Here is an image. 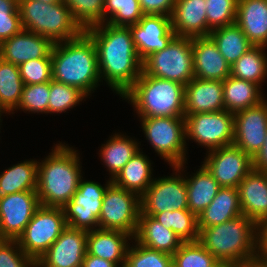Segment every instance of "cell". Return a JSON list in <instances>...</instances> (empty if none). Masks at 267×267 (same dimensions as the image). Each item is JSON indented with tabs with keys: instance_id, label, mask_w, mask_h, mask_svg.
Returning <instances> with one entry per match:
<instances>
[{
	"instance_id": "obj_30",
	"label": "cell",
	"mask_w": 267,
	"mask_h": 267,
	"mask_svg": "<svg viewBox=\"0 0 267 267\" xmlns=\"http://www.w3.org/2000/svg\"><path fill=\"white\" fill-rule=\"evenodd\" d=\"M258 84L229 76L223 81L225 110L236 113L256 106L266 99Z\"/></svg>"
},
{
	"instance_id": "obj_17",
	"label": "cell",
	"mask_w": 267,
	"mask_h": 267,
	"mask_svg": "<svg viewBox=\"0 0 267 267\" xmlns=\"http://www.w3.org/2000/svg\"><path fill=\"white\" fill-rule=\"evenodd\" d=\"M139 58L143 61L150 54L167 47L176 36L172 30L171 17L147 14L129 26Z\"/></svg>"
},
{
	"instance_id": "obj_47",
	"label": "cell",
	"mask_w": 267,
	"mask_h": 267,
	"mask_svg": "<svg viewBox=\"0 0 267 267\" xmlns=\"http://www.w3.org/2000/svg\"><path fill=\"white\" fill-rule=\"evenodd\" d=\"M176 0H139L144 15H164L171 17Z\"/></svg>"
},
{
	"instance_id": "obj_45",
	"label": "cell",
	"mask_w": 267,
	"mask_h": 267,
	"mask_svg": "<svg viewBox=\"0 0 267 267\" xmlns=\"http://www.w3.org/2000/svg\"><path fill=\"white\" fill-rule=\"evenodd\" d=\"M24 85L39 84L52 80L51 57L31 59L19 65Z\"/></svg>"
},
{
	"instance_id": "obj_25",
	"label": "cell",
	"mask_w": 267,
	"mask_h": 267,
	"mask_svg": "<svg viewBox=\"0 0 267 267\" xmlns=\"http://www.w3.org/2000/svg\"><path fill=\"white\" fill-rule=\"evenodd\" d=\"M235 23L254 46L267 47V0H238Z\"/></svg>"
},
{
	"instance_id": "obj_15",
	"label": "cell",
	"mask_w": 267,
	"mask_h": 267,
	"mask_svg": "<svg viewBox=\"0 0 267 267\" xmlns=\"http://www.w3.org/2000/svg\"><path fill=\"white\" fill-rule=\"evenodd\" d=\"M40 206L36 191H22L1 196L0 239L17 240Z\"/></svg>"
},
{
	"instance_id": "obj_42",
	"label": "cell",
	"mask_w": 267,
	"mask_h": 267,
	"mask_svg": "<svg viewBox=\"0 0 267 267\" xmlns=\"http://www.w3.org/2000/svg\"><path fill=\"white\" fill-rule=\"evenodd\" d=\"M49 93L50 82L24 85L19 106L15 111L48 115Z\"/></svg>"
},
{
	"instance_id": "obj_28",
	"label": "cell",
	"mask_w": 267,
	"mask_h": 267,
	"mask_svg": "<svg viewBox=\"0 0 267 267\" xmlns=\"http://www.w3.org/2000/svg\"><path fill=\"white\" fill-rule=\"evenodd\" d=\"M242 209L238 188L221 187L212 202L199 214V232L241 216Z\"/></svg>"
},
{
	"instance_id": "obj_22",
	"label": "cell",
	"mask_w": 267,
	"mask_h": 267,
	"mask_svg": "<svg viewBox=\"0 0 267 267\" xmlns=\"http://www.w3.org/2000/svg\"><path fill=\"white\" fill-rule=\"evenodd\" d=\"M242 214L257 225L267 220V173L252 170L238 186Z\"/></svg>"
},
{
	"instance_id": "obj_37",
	"label": "cell",
	"mask_w": 267,
	"mask_h": 267,
	"mask_svg": "<svg viewBox=\"0 0 267 267\" xmlns=\"http://www.w3.org/2000/svg\"><path fill=\"white\" fill-rule=\"evenodd\" d=\"M139 0H105L104 23L129 27L143 17Z\"/></svg>"
},
{
	"instance_id": "obj_6",
	"label": "cell",
	"mask_w": 267,
	"mask_h": 267,
	"mask_svg": "<svg viewBox=\"0 0 267 267\" xmlns=\"http://www.w3.org/2000/svg\"><path fill=\"white\" fill-rule=\"evenodd\" d=\"M18 10L24 30L49 38L53 43L77 38L85 31L63 2L18 0Z\"/></svg>"
},
{
	"instance_id": "obj_55",
	"label": "cell",
	"mask_w": 267,
	"mask_h": 267,
	"mask_svg": "<svg viewBox=\"0 0 267 267\" xmlns=\"http://www.w3.org/2000/svg\"><path fill=\"white\" fill-rule=\"evenodd\" d=\"M260 259H262L265 262V264L267 265V258H260Z\"/></svg>"
},
{
	"instance_id": "obj_46",
	"label": "cell",
	"mask_w": 267,
	"mask_h": 267,
	"mask_svg": "<svg viewBox=\"0 0 267 267\" xmlns=\"http://www.w3.org/2000/svg\"><path fill=\"white\" fill-rule=\"evenodd\" d=\"M0 267H37L15 239H0Z\"/></svg>"
},
{
	"instance_id": "obj_21",
	"label": "cell",
	"mask_w": 267,
	"mask_h": 267,
	"mask_svg": "<svg viewBox=\"0 0 267 267\" xmlns=\"http://www.w3.org/2000/svg\"><path fill=\"white\" fill-rule=\"evenodd\" d=\"M185 116L225 110L223 81L193 78L184 88Z\"/></svg>"
},
{
	"instance_id": "obj_27",
	"label": "cell",
	"mask_w": 267,
	"mask_h": 267,
	"mask_svg": "<svg viewBox=\"0 0 267 267\" xmlns=\"http://www.w3.org/2000/svg\"><path fill=\"white\" fill-rule=\"evenodd\" d=\"M141 142L135 137H130L119 131L109 136L108 140L101 145L99 157L103 162L106 171L109 172V179L113 180L129 160L141 149Z\"/></svg>"
},
{
	"instance_id": "obj_11",
	"label": "cell",
	"mask_w": 267,
	"mask_h": 267,
	"mask_svg": "<svg viewBox=\"0 0 267 267\" xmlns=\"http://www.w3.org/2000/svg\"><path fill=\"white\" fill-rule=\"evenodd\" d=\"M186 163L171 166V176L154 178L141 196V212L144 215L153 216L165 211L188 209L184 170L187 168Z\"/></svg>"
},
{
	"instance_id": "obj_54",
	"label": "cell",
	"mask_w": 267,
	"mask_h": 267,
	"mask_svg": "<svg viewBox=\"0 0 267 267\" xmlns=\"http://www.w3.org/2000/svg\"><path fill=\"white\" fill-rule=\"evenodd\" d=\"M5 113V114H9L6 110H4L3 108L0 107V127L2 125V114ZM1 131V130H0ZM1 133V132H0Z\"/></svg>"
},
{
	"instance_id": "obj_4",
	"label": "cell",
	"mask_w": 267,
	"mask_h": 267,
	"mask_svg": "<svg viewBox=\"0 0 267 267\" xmlns=\"http://www.w3.org/2000/svg\"><path fill=\"white\" fill-rule=\"evenodd\" d=\"M184 88L179 82L156 78L142 71L121 99L132 105L138 118L184 117Z\"/></svg>"
},
{
	"instance_id": "obj_36",
	"label": "cell",
	"mask_w": 267,
	"mask_h": 267,
	"mask_svg": "<svg viewBox=\"0 0 267 267\" xmlns=\"http://www.w3.org/2000/svg\"><path fill=\"white\" fill-rule=\"evenodd\" d=\"M152 217L176 233L183 242L199 240L198 219L189 209L165 211Z\"/></svg>"
},
{
	"instance_id": "obj_3",
	"label": "cell",
	"mask_w": 267,
	"mask_h": 267,
	"mask_svg": "<svg viewBox=\"0 0 267 267\" xmlns=\"http://www.w3.org/2000/svg\"><path fill=\"white\" fill-rule=\"evenodd\" d=\"M51 60L52 80L74 86L90 97L101 85L95 43L85 31L77 38L54 43Z\"/></svg>"
},
{
	"instance_id": "obj_10",
	"label": "cell",
	"mask_w": 267,
	"mask_h": 267,
	"mask_svg": "<svg viewBox=\"0 0 267 267\" xmlns=\"http://www.w3.org/2000/svg\"><path fill=\"white\" fill-rule=\"evenodd\" d=\"M140 213L141 197L112 182L103 196L99 229L123 231L134 238Z\"/></svg>"
},
{
	"instance_id": "obj_20",
	"label": "cell",
	"mask_w": 267,
	"mask_h": 267,
	"mask_svg": "<svg viewBox=\"0 0 267 267\" xmlns=\"http://www.w3.org/2000/svg\"><path fill=\"white\" fill-rule=\"evenodd\" d=\"M192 54L195 78L224 81L230 76L231 65L209 36L192 38Z\"/></svg>"
},
{
	"instance_id": "obj_41",
	"label": "cell",
	"mask_w": 267,
	"mask_h": 267,
	"mask_svg": "<svg viewBox=\"0 0 267 267\" xmlns=\"http://www.w3.org/2000/svg\"><path fill=\"white\" fill-rule=\"evenodd\" d=\"M70 9L72 16L85 30L104 23L105 0H62Z\"/></svg>"
},
{
	"instance_id": "obj_23",
	"label": "cell",
	"mask_w": 267,
	"mask_h": 267,
	"mask_svg": "<svg viewBox=\"0 0 267 267\" xmlns=\"http://www.w3.org/2000/svg\"><path fill=\"white\" fill-rule=\"evenodd\" d=\"M206 0H176L171 15L172 30L178 37H207Z\"/></svg>"
},
{
	"instance_id": "obj_8",
	"label": "cell",
	"mask_w": 267,
	"mask_h": 267,
	"mask_svg": "<svg viewBox=\"0 0 267 267\" xmlns=\"http://www.w3.org/2000/svg\"><path fill=\"white\" fill-rule=\"evenodd\" d=\"M142 71L150 76L187 85L194 76L192 38L175 36L167 47L142 61Z\"/></svg>"
},
{
	"instance_id": "obj_39",
	"label": "cell",
	"mask_w": 267,
	"mask_h": 267,
	"mask_svg": "<svg viewBox=\"0 0 267 267\" xmlns=\"http://www.w3.org/2000/svg\"><path fill=\"white\" fill-rule=\"evenodd\" d=\"M131 243L124 267H173L172 255L143 246L134 238Z\"/></svg>"
},
{
	"instance_id": "obj_31",
	"label": "cell",
	"mask_w": 267,
	"mask_h": 267,
	"mask_svg": "<svg viewBox=\"0 0 267 267\" xmlns=\"http://www.w3.org/2000/svg\"><path fill=\"white\" fill-rule=\"evenodd\" d=\"M199 167L192 173L193 175H188V172L185 174L188 209L197 217L212 202L221 188L203 164Z\"/></svg>"
},
{
	"instance_id": "obj_7",
	"label": "cell",
	"mask_w": 267,
	"mask_h": 267,
	"mask_svg": "<svg viewBox=\"0 0 267 267\" xmlns=\"http://www.w3.org/2000/svg\"><path fill=\"white\" fill-rule=\"evenodd\" d=\"M139 120L147 142L169 166L187 161L185 117H148Z\"/></svg>"
},
{
	"instance_id": "obj_53",
	"label": "cell",
	"mask_w": 267,
	"mask_h": 267,
	"mask_svg": "<svg viewBox=\"0 0 267 267\" xmlns=\"http://www.w3.org/2000/svg\"><path fill=\"white\" fill-rule=\"evenodd\" d=\"M38 1H42L48 4H53V3H60L62 2V0H38Z\"/></svg>"
},
{
	"instance_id": "obj_24",
	"label": "cell",
	"mask_w": 267,
	"mask_h": 267,
	"mask_svg": "<svg viewBox=\"0 0 267 267\" xmlns=\"http://www.w3.org/2000/svg\"><path fill=\"white\" fill-rule=\"evenodd\" d=\"M132 240L133 237L123 231L96 229L87 232L86 251L90 255L111 261L118 267H124Z\"/></svg>"
},
{
	"instance_id": "obj_49",
	"label": "cell",
	"mask_w": 267,
	"mask_h": 267,
	"mask_svg": "<svg viewBox=\"0 0 267 267\" xmlns=\"http://www.w3.org/2000/svg\"><path fill=\"white\" fill-rule=\"evenodd\" d=\"M253 169L267 173V134L260 151L253 158Z\"/></svg>"
},
{
	"instance_id": "obj_19",
	"label": "cell",
	"mask_w": 267,
	"mask_h": 267,
	"mask_svg": "<svg viewBox=\"0 0 267 267\" xmlns=\"http://www.w3.org/2000/svg\"><path fill=\"white\" fill-rule=\"evenodd\" d=\"M53 46L49 38L23 29L0 43V58L19 66L31 59L51 57Z\"/></svg>"
},
{
	"instance_id": "obj_35",
	"label": "cell",
	"mask_w": 267,
	"mask_h": 267,
	"mask_svg": "<svg viewBox=\"0 0 267 267\" xmlns=\"http://www.w3.org/2000/svg\"><path fill=\"white\" fill-rule=\"evenodd\" d=\"M23 88L19 66L0 58V107L9 115L18 108Z\"/></svg>"
},
{
	"instance_id": "obj_33",
	"label": "cell",
	"mask_w": 267,
	"mask_h": 267,
	"mask_svg": "<svg viewBox=\"0 0 267 267\" xmlns=\"http://www.w3.org/2000/svg\"><path fill=\"white\" fill-rule=\"evenodd\" d=\"M209 37L230 65L254 47L236 23L211 30Z\"/></svg>"
},
{
	"instance_id": "obj_5",
	"label": "cell",
	"mask_w": 267,
	"mask_h": 267,
	"mask_svg": "<svg viewBox=\"0 0 267 267\" xmlns=\"http://www.w3.org/2000/svg\"><path fill=\"white\" fill-rule=\"evenodd\" d=\"M258 225L241 215L199 232V242L218 261L241 262L257 257Z\"/></svg>"
},
{
	"instance_id": "obj_29",
	"label": "cell",
	"mask_w": 267,
	"mask_h": 267,
	"mask_svg": "<svg viewBox=\"0 0 267 267\" xmlns=\"http://www.w3.org/2000/svg\"><path fill=\"white\" fill-rule=\"evenodd\" d=\"M143 150H139L122 168L112 182L127 191L136 193L140 197L145 193L154 180L153 163Z\"/></svg>"
},
{
	"instance_id": "obj_1",
	"label": "cell",
	"mask_w": 267,
	"mask_h": 267,
	"mask_svg": "<svg viewBox=\"0 0 267 267\" xmlns=\"http://www.w3.org/2000/svg\"><path fill=\"white\" fill-rule=\"evenodd\" d=\"M97 50L100 79L122 97L142 73L129 27L100 23L85 29Z\"/></svg>"
},
{
	"instance_id": "obj_2",
	"label": "cell",
	"mask_w": 267,
	"mask_h": 267,
	"mask_svg": "<svg viewBox=\"0 0 267 267\" xmlns=\"http://www.w3.org/2000/svg\"><path fill=\"white\" fill-rule=\"evenodd\" d=\"M78 149L65 142L53 146L43 160H38L36 192L42 206L64 207L83 177Z\"/></svg>"
},
{
	"instance_id": "obj_48",
	"label": "cell",
	"mask_w": 267,
	"mask_h": 267,
	"mask_svg": "<svg viewBox=\"0 0 267 267\" xmlns=\"http://www.w3.org/2000/svg\"><path fill=\"white\" fill-rule=\"evenodd\" d=\"M257 257L267 258V220L258 224Z\"/></svg>"
},
{
	"instance_id": "obj_43",
	"label": "cell",
	"mask_w": 267,
	"mask_h": 267,
	"mask_svg": "<svg viewBox=\"0 0 267 267\" xmlns=\"http://www.w3.org/2000/svg\"><path fill=\"white\" fill-rule=\"evenodd\" d=\"M208 36L211 30L236 22L238 0H206Z\"/></svg>"
},
{
	"instance_id": "obj_34",
	"label": "cell",
	"mask_w": 267,
	"mask_h": 267,
	"mask_svg": "<svg viewBox=\"0 0 267 267\" xmlns=\"http://www.w3.org/2000/svg\"><path fill=\"white\" fill-rule=\"evenodd\" d=\"M267 47L254 46L231 65L230 76L250 81L260 87L267 78ZM265 80V81H264Z\"/></svg>"
},
{
	"instance_id": "obj_32",
	"label": "cell",
	"mask_w": 267,
	"mask_h": 267,
	"mask_svg": "<svg viewBox=\"0 0 267 267\" xmlns=\"http://www.w3.org/2000/svg\"><path fill=\"white\" fill-rule=\"evenodd\" d=\"M19 162L1 172L0 197L22 191H36L38 176L37 159Z\"/></svg>"
},
{
	"instance_id": "obj_50",
	"label": "cell",
	"mask_w": 267,
	"mask_h": 267,
	"mask_svg": "<svg viewBox=\"0 0 267 267\" xmlns=\"http://www.w3.org/2000/svg\"><path fill=\"white\" fill-rule=\"evenodd\" d=\"M81 267H118L115 263L86 252Z\"/></svg>"
},
{
	"instance_id": "obj_52",
	"label": "cell",
	"mask_w": 267,
	"mask_h": 267,
	"mask_svg": "<svg viewBox=\"0 0 267 267\" xmlns=\"http://www.w3.org/2000/svg\"><path fill=\"white\" fill-rule=\"evenodd\" d=\"M214 267H238V262L235 261H218Z\"/></svg>"
},
{
	"instance_id": "obj_26",
	"label": "cell",
	"mask_w": 267,
	"mask_h": 267,
	"mask_svg": "<svg viewBox=\"0 0 267 267\" xmlns=\"http://www.w3.org/2000/svg\"><path fill=\"white\" fill-rule=\"evenodd\" d=\"M134 239L150 249L173 255L183 243L171 229H167L152 216L140 213Z\"/></svg>"
},
{
	"instance_id": "obj_38",
	"label": "cell",
	"mask_w": 267,
	"mask_h": 267,
	"mask_svg": "<svg viewBox=\"0 0 267 267\" xmlns=\"http://www.w3.org/2000/svg\"><path fill=\"white\" fill-rule=\"evenodd\" d=\"M88 96L80 89L51 80L48 102V114L65 113L85 101Z\"/></svg>"
},
{
	"instance_id": "obj_13",
	"label": "cell",
	"mask_w": 267,
	"mask_h": 267,
	"mask_svg": "<svg viewBox=\"0 0 267 267\" xmlns=\"http://www.w3.org/2000/svg\"><path fill=\"white\" fill-rule=\"evenodd\" d=\"M84 180L83 177L80 179L78 189L62 208L67 226L88 232L99 229L103 196L112 180H106V184L103 185L99 182Z\"/></svg>"
},
{
	"instance_id": "obj_51",
	"label": "cell",
	"mask_w": 267,
	"mask_h": 267,
	"mask_svg": "<svg viewBox=\"0 0 267 267\" xmlns=\"http://www.w3.org/2000/svg\"><path fill=\"white\" fill-rule=\"evenodd\" d=\"M238 267H267V265L262 259L255 257L253 259L239 262Z\"/></svg>"
},
{
	"instance_id": "obj_12",
	"label": "cell",
	"mask_w": 267,
	"mask_h": 267,
	"mask_svg": "<svg viewBox=\"0 0 267 267\" xmlns=\"http://www.w3.org/2000/svg\"><path fill=\"white\" fill-rule=\"evenodd\" d=\"M185 117L186 141L192 140L208 151L233 145L234 113L227 110L195 113Z\"/></svg>"
},
{
	"instance_id": "obj_14",
	"label": "cell",
	"mask_w": 267,
	"mask_h": 267,
	"mask_svg": "<svg viewBox=\"0 0 267 267\" xmlns=\"http://www.w3.org/2000/svg\"><path fill=\"white\" fill-rule=\"evenodd\" d=\"M201 163L220 187L238 188L243 178L253 170V159L235 145L206 152Z\"/></svg>"
},
{
	"instance_id": "obj_18",
	"label": "cell",
	"mask_w": 267,
	"mask_h": 267,
	"mask_svg": "<svg viewBox=\"0 0 267 267\" xmlns=\"http://www.w3.org/2000/svg\"><path fill=\"white\" fill-rule=\"evenodd\" d=\"M87 231L67 226L36 262L37 267H81L86 254Z\"/></svg>"
},
{
	"instance_id": "obj_9",
	"label": "cell",
	"mask_w": 267,
	"mask_h": 267,
	"mask_svg": "<svg viewBox=\"0 0 267 267\" xmlns=\"http://www.w3.org/2000/svg\"><path fill=\"white\" fill-rule=\"evenodd\" d=\"M66 227L63 208L41 205L18 237L19 247L37 262Z\"/></svg>"
},
{
	"instance_id": "obj_16",
	"label": "cell",
	"mask_w": 267,
	"mask_h": 267,
	"mask_svg": "<svg viewBox=\"0 0 267 267\" xmlns=\"http://www.w3.org/2000/svg\"><path fill=\"white\" fill-rule=\"evenodd\" d=\"M267 134V99L234 113L233 145L252 159L260 151Z\"/></svg>"
},
{
	"instance_id": "obj_40",
	"label": "cell",
	"mask_w": 267,
	"mask_h": 267,
	"mask_svg": "<svg viewBox=\"0 0 267 267\" xmlns=\"http://www.w3.org/2000/svg\"><path fill=\"white\" fill-rule=\"evenodd\" d=\"M172 256L173 267H214L218 263L199 241L183 242Z\"/></svg>"
},
{
	"instance_id": "obj_44",
	"label": "cell",
	"mask_w": 267,
	"mask_h": 267,
	"mask_svg": "<svg viewBox=\"0 0 267 267\" xmlns=\"http://www.w3.org/2000/svg\"><path fill=\"white\" fill-rule=\"evenodd\" d=\"M22 30L18 0H0V43Z\"/></svg>"
}]
</instances>
